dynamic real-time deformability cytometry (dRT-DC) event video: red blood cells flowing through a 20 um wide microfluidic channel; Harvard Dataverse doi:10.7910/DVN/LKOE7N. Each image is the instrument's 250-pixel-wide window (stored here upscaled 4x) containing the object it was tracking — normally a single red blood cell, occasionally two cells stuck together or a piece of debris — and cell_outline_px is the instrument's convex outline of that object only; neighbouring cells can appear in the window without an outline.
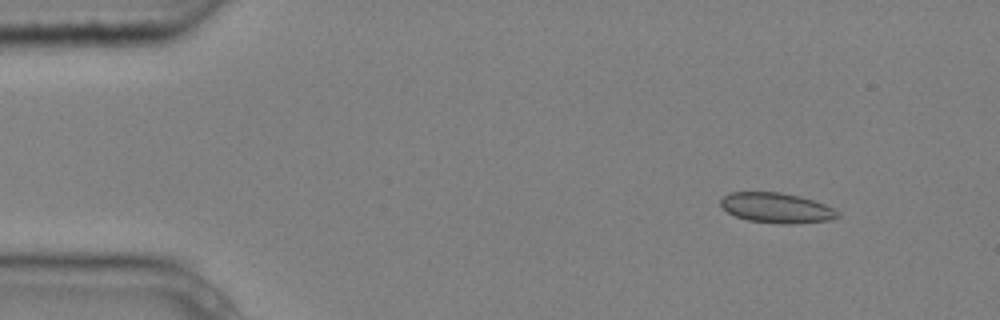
{"species": "common noctule bat (a hibernating species)", "species_latin": "Nyctalus noctula", "temperature_condition": "cold", "stored_images_in_passage": 3, "camera_frame_rate_fps": 3000, "um_per_image_px": 0.085, "animal": {"sex": "male", "body_mass_g": 20.4}, "frame": {"image": 1, "passage_image": 1, "time_ms": 0.0, "image_size_px": [1000, 320], "cell_outline_px": [[840, 216], [832, 220], [792, 224], [780, 224], [748, 220], [736, 216], [728, 212], [720, 204], [720, 200], [728, 192], [780, 192], [800, 196], [824, 204], [840, 212]], "centroid_in_image_um": [66.02, 17.67], "position_along_channel_um": 19.0, "area_um2": 20.58}}